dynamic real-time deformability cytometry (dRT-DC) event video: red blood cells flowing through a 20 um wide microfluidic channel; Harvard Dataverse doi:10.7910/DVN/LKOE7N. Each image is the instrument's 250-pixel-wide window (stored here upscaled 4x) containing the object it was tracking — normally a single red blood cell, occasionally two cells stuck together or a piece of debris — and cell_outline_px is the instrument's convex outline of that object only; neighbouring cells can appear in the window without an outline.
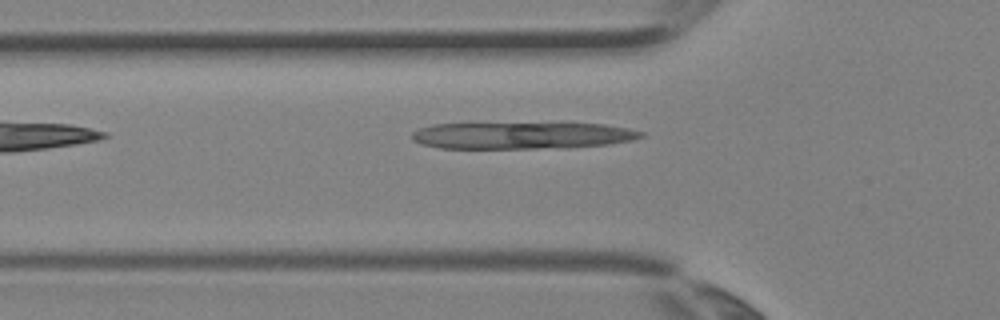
{"species": "Egyptian fruit bat (a non-hibernating species)", "species_latin": "Rousettus aegyptiacus", "temperature_condition": "room temperature", "stored_images_in_passage": 6, "camera_frame_rate_fps": 3000, "um_per_image_px": 0.085, "animal": {"sex": "female"}, "frame": {"image": 1, "passage_image": 6, "time_ms": 1.667, "image_size_px": [1000, 320], "cell_outline_px": [[644, 136], [632, 140], [608, 144], [572, 148], [440, 148], [420, 144], [412, 140], [412, 132], [420, 128], [432, 124], [604, 124], [628, 128], [644, 132]], "centroid_in_image_um": [44.38, 11.53], "position_along_channel_um": 81.4, "area_um2": 35.6}}